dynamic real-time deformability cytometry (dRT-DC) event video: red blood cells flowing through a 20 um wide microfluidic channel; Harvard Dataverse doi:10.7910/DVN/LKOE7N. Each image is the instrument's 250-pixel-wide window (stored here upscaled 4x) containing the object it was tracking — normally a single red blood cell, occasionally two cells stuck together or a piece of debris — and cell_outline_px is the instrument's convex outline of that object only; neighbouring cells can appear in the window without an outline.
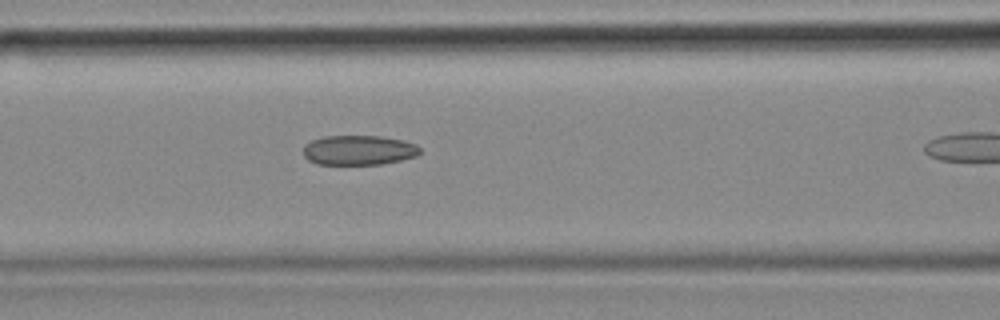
{"species": "common noctule bat (a hibernating species)", "species_latin": "Nyctalus noctula", "temperature_condition": "cold", "stored_images_in_passage": 10, "camera_frame_rate_fps": 3000, "um_per_image_px": 0.085, "animal": {"sex": "female", "body_mass_g": 18.4}, "frame": {"image": 1, "passage_image": 9, "time_ms": 2.667, "image_size_px": [1000, 320], "cell_outline_px": [[420, 152], [416, 156], [400, 160], [380, 164], [316, 164], [308, 160], [304, 156], [304, 144], [320, 136], [380, 136], [404, 140], [416, 144], [420, 148]], "centroid_in_image_um": [30.47, 12.75], "position_along_channel_um": 136.1, "area_um2": 20.29}}